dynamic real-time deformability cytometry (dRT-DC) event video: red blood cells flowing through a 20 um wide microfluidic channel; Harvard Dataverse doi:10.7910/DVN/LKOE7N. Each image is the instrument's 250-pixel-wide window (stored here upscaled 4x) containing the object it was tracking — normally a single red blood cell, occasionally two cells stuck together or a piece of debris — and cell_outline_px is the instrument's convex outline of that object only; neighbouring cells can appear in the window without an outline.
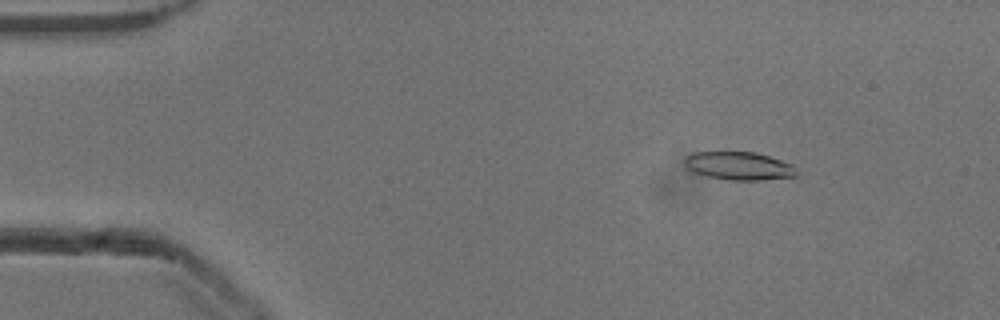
{"species": "common noctule bat (a hibernating species)", "species_latin": "Nyctalus noctula", "temperature_condition": "cold", "stored_images_in_passage": 54, "camera_frame_rate_fps": 3000, "um_per_image_px": 0.085, "animal": {"sex": "male", "body_mass_g": 13.3}, "frame": {"image": 1, "passage_image": 8, "time_ms": 2.333, "image_size_px": [1000, 320], "cell_outline_px": [[796, 176], [764, 180], [728, 180], [708, 176], [692, 172], [684, 164], [684, 156], [692, 152], [756, 152], [792, 164], [796, 172]], "centroid_in_image_um": [62.76, 14.1], "position_along_channel_um": 22.2, "area_um2": 18.38}}
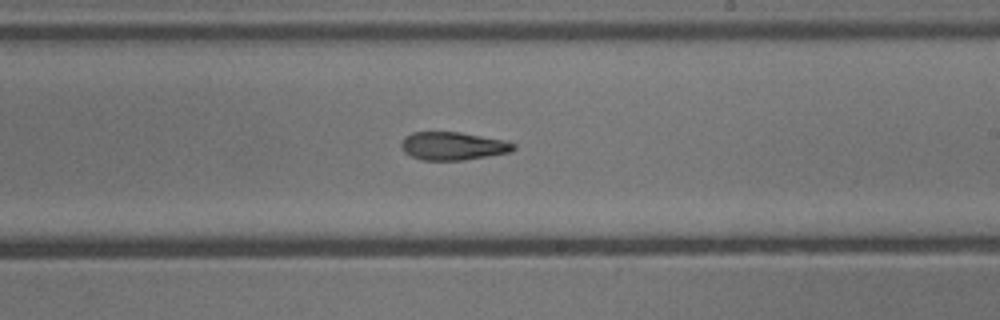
{"frame": {"image": 2, "passage_image": 32, "time_ms": 10.333, "image_size_px": [1000, 320], "cell_outline_px": [[516, 148], [512, 152], [464, 160], [420, 160], [404, 152], [400, 144], [404, 136], [412, 132], [460, 132], [508, 140], [516, 144]], "centroid_in_image_um": [38.54, 12.4], "position_along_channel_um": 250.5, "area_um2": 18.67}}
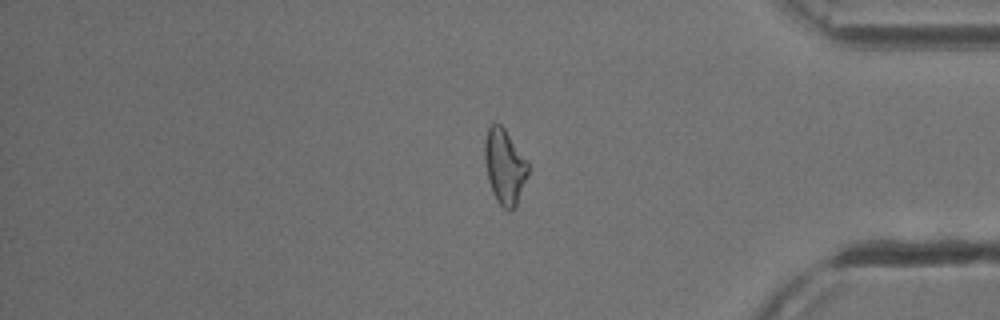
{"frame": {"image": 3, "passage_image": 45, "time_ms": 14.667, "image_size_px": [1000, 320], "cell_outline_px": [[528, 172], [516, 204], [508, 212], [496, 200], [492, 192], [488, 180], [484, 160], [484, 140], [488, 128], [492, 120], [500, 124], [504, 128], [528, 160]], "centroid_in_image_um": [42.86, 14.09], "position_along_channel_um": 392.3, "area_um2": 19.02}, "authors_computed_cell_mechanics": {"area_um2": 19.0162, "velocity_mm_per_s": 3.8545, "shape_relaxation_time_tau1_ms": 5.2844, "shape_relaxation_time_tau2_ms": 4.956, "deformation_change_tau1": 0.1583, "deformation_change_tau2": 0.1509}}